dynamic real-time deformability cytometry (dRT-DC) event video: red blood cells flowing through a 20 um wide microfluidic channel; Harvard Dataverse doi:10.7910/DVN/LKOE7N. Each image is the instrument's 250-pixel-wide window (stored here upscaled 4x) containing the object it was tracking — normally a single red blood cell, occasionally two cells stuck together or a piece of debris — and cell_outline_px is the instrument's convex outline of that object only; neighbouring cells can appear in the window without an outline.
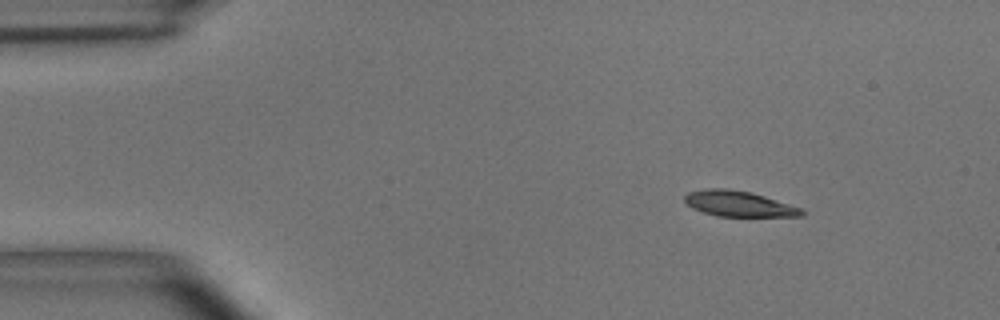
{"species": "common noctule bat (a hibernating species)", "species_latin": "Nyctalus noctula", "temperature_condition": "room temperature", "stored_images_in_passage": 48, "camera_frame_rate_fps": 3000, "um_per_image_px": 0.085, "animal": {"sex": "male", "body_mass_g": 15.6}, "frame": {"image": 1, "passage_image": 1, "time_ms": 0.0, "image_size_px": [1000, 320], "cell_outline_px": [[808, 212], [804, 216], [716, 216], [692, 208], [684, 200], [684, 196], [688, 192], [708, 188], [728, 188], [752, 192], [804, 208]], "centroid_in_image_um": [62.86, 17.31], "position_along_channel_um": 22.1, "area_um2": 17.69}}
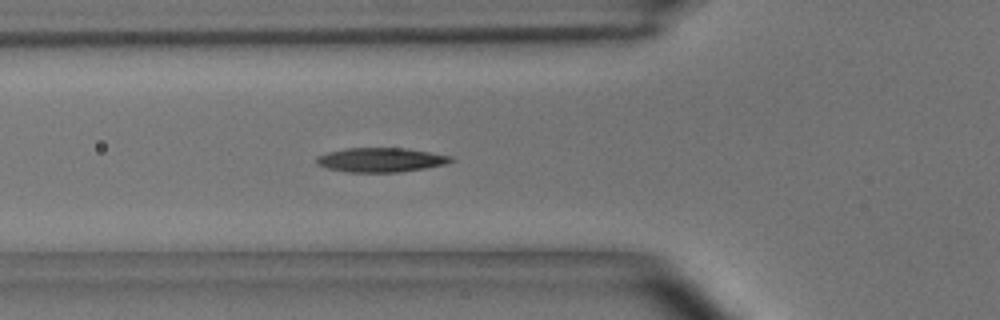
{"frame": {"image": 2, "passage_image": 13, "time_ms": 4.0, "image_size_px": [1000, 320], "cell_outline_px": [[456, 160], [448, 164], [400, 172], [344, 172], [328, 168], [316, 164], [316, 156], [328, 152], [348, 148], [404, 148], [452, 156]], "centroid_in_image_um": [32.38, 13.59], "position_along_channel_um": 93.4, "area_um2": 19.07}}
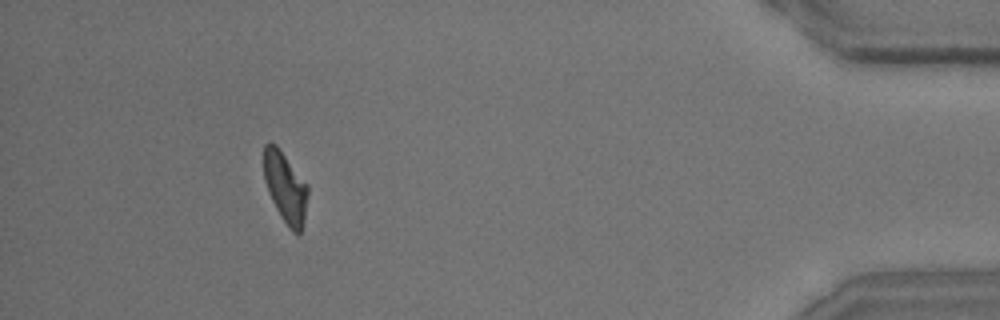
{"frame": {"image": 3, "passage_image": 44, "time_ms": 14.333, "image_size_px": [1000, 320], "cell_outline_px": [[308, 196], [304, 216], [300, 232], [292, 232], [288, 228], [280, 216], [268, 192], [264, 180], [264, 144], [276, 144], [308, 184]], "centroid_in_image_um": [24.25, 15.92], "position_along_channel_um": 410.9, "area_um2": 17.98}, "authors_computed_cell_mechanics": {"area_um2": 18.785, "velocity_mm_per_s": 3.6452, "shape_relaxation_time_tau1_ms": 3.7291, "shape_relaxation_time_tau2_ms": 3.8484, "deformation_change_tau1": 0.1398, "deformation_change_tau2": 0.0964}}